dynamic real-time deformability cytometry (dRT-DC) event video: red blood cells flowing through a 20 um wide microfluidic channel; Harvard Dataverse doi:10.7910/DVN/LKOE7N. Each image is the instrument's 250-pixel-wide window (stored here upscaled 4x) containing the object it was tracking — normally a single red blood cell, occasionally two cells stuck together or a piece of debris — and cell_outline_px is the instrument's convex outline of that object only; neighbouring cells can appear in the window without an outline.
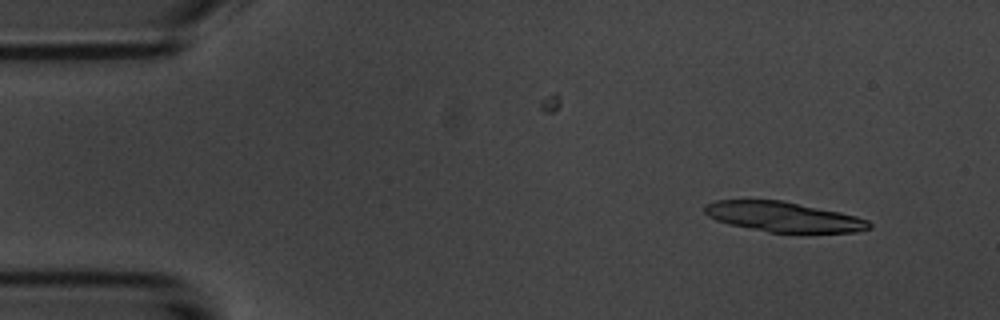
{"species": "common noctule bat (a hibernating species)", "species_latin": "Nyctalus noctula", "temperature_condition": "room temperature", "stored_images_in_passage": 4, "camera_frame_rate_fps": 3000, "um_per_image_px": 0.085, "animal": {"sex": "male", "body_mass_g": 20.1, "forearm_length_mm": 53.5}, "frame": {"image": 1, "passage_image": 1, "time_ms": 0.0, "image_size_px": [1000, 320], "cell_outline_px": [[872, 228], [856, 232], [768, 232], [728, 224], [716, 220], [708, 216], [704, 212], [704, 204], [716, 200], [780, 200], [840, 212], [856, 216], [868, 220], [872, 224]], "centroid_in_image_um": [66.57, 18.43], "position_along_channel_um": 18.4, "area_um2": 28.67}}